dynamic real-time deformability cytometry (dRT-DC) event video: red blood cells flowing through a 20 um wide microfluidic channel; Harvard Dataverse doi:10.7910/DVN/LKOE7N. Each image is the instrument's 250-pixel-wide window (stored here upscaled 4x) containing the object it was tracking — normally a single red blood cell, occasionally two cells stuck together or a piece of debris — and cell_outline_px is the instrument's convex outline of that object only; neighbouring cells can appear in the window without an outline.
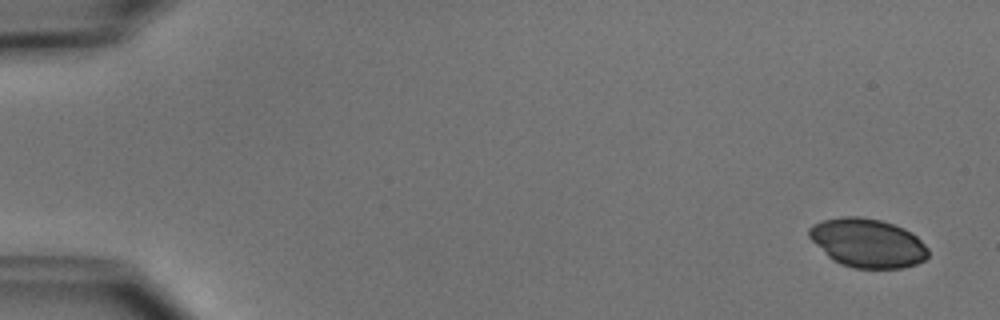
{"species": "common noctule bat (a hibernating species)", "species_latin": "Nyctalus noctula", "temperature_condition": "cold", "stored_images_in_passage": 4, "camera_frame_rate_fps": 3000, "um_per_image_px": 0.085, "animal": {"sex": "male", "body_mass_g": 15.6}, "frame": {"image": 1, "passage_image": 1, "time_ms": 0.0, "image_size_px": [1000, 320], "cell_outline_px": [[928, 256], [924, 260], [916, 264], [904, 268], [852, 268], [840, 264], [832, 260], [808, 236], [808, 228], [812, 224], [824, 220], [840, 216], [860, 216], [880, 220], [904, 228], [912, 232], [928, 248]], "centroid_in_image_um": [73.74, 20.65], "position_along_channel_um": 11.3, "area_um2": 33.99}}